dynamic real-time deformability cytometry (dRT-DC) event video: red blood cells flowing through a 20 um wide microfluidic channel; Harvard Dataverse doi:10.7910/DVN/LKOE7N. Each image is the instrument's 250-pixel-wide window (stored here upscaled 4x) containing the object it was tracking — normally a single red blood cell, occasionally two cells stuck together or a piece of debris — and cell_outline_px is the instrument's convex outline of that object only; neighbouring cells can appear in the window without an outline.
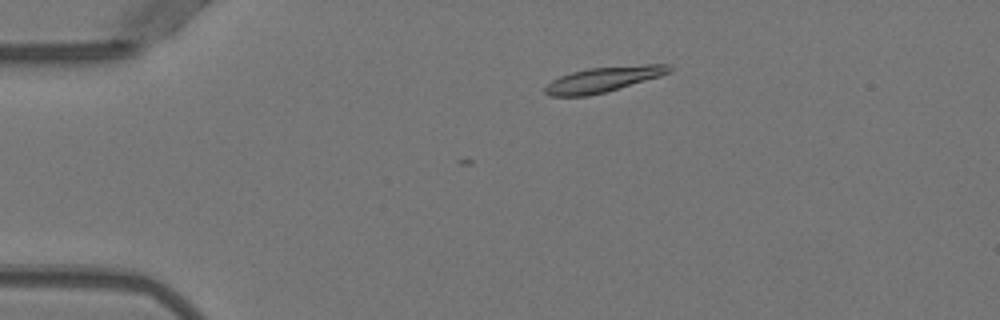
{"species": "Egyptian fruit bat (a non-hibernating species)", "species_latin": "Rousettus aegyptiacus", "temperature_condition": "warm", "stored_images_in_passage": 8, "camera_frame_rate_fps": 3000, "um_per_image_px": 0.085, "animal": {"sex": "female"}, "frame": {"image": 1, "passage_image": 1, "time_ms": 0.0, "image_size_px": [1000, 320], "cell_outline_px": [[672, 72], [660, 76], [604, 92], [588, 96], [552, 96], [544, 92], [544, 88], [552, 80], [560, 76], [572, 72], [588, 68], [644, 64], [668, 64], [672, 68]], "centroid_in_image_um": [51.29, 6.74], "position_along_channel_um": 33.7, "area_um2": 18.09}}
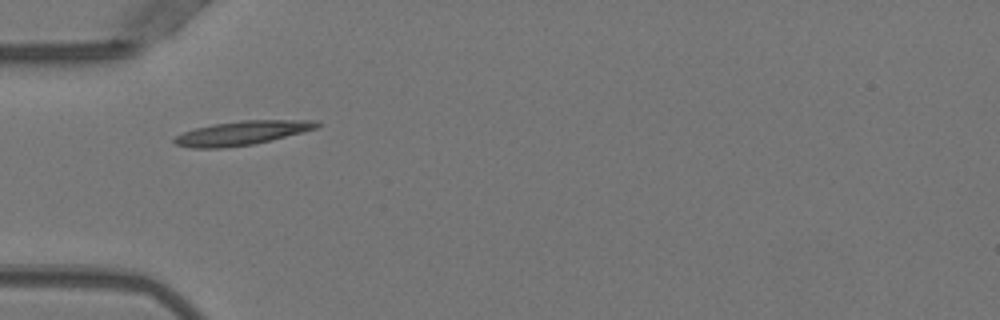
{"frame": {"image": 2, "passage_image": 7, "time_ms": 2.0, "image_size_px": [1000, 320], "cell_outline_px": [[324, 124], [316, 128], [252, 144], [220, 148], [192, 148], [176, 144], [172, 140], [176, 136], [184, 132], [196, 128], [212, 124], [240, 120], [320, 120]], "centroid_in_image_um": [20.57, 11.28], "position_along_channel_um": 64.4, "area_um2": 19.71}}